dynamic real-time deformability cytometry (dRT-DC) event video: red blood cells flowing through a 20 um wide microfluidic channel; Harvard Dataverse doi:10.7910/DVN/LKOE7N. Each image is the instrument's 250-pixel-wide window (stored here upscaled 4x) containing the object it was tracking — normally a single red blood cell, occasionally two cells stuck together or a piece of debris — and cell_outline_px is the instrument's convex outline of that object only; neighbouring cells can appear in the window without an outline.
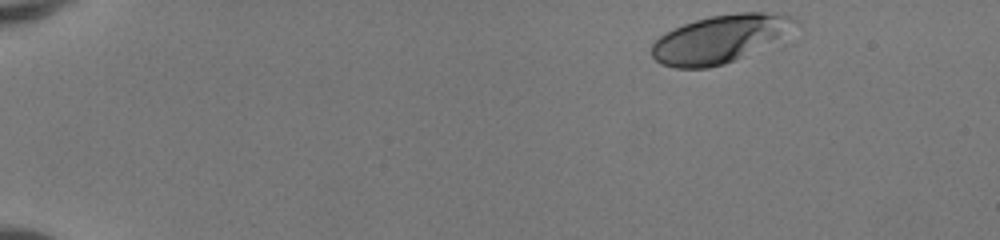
{"species": "human", "species_latin": "Homo sapiens", "temperature_condition": "room temperature", "stored_images_in_passage": 45, "camera_frame_rate_fps": 3000, "um_per_image_px": 0.085, "donor": {"sex": "female"}, "frame": {"image": 1, "passage_image": 1, "time_ms": 0.0, "image_size_px": [1000, 240], "cell_outline_px": [[800, 24], [776, 40], [724, 64], [708, 68], [676, 68], [660, 64], [652, 56], [652, 44], [660, 36], [684, 24], [696, 20], [712, 16], [736, 12], [764, 12], [796, 16]], "centroid_in_image_um": [61.2, 3.29], "position_along_channel_um": 23.8, "area_um2": 39.36}}
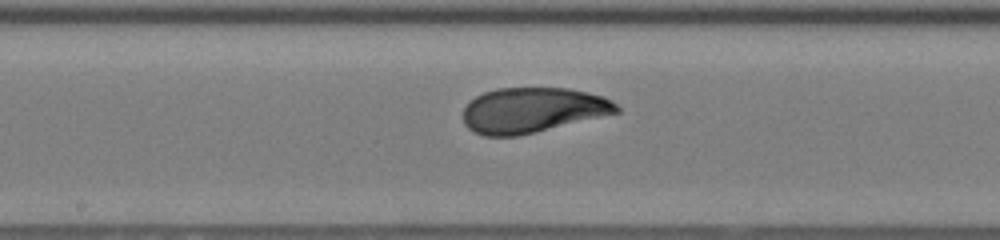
{"frame": {"image": 2, "passage_image": 23, "time_ms": 7.333, "image_size_px": [1000, 240], "cell_outline_px": [[620, 112], [520, 136], [484, 136], [472, 132], [464, 124], [464, 108], [468, 100], [484, 92], [496, 88], [568, 88], [588, 92], [612, 100], [620, 108]], "centroid_in_image_um": [45.24, 9.37], "position_along_channel_um": 203.0, "area_um2": 40.63}}
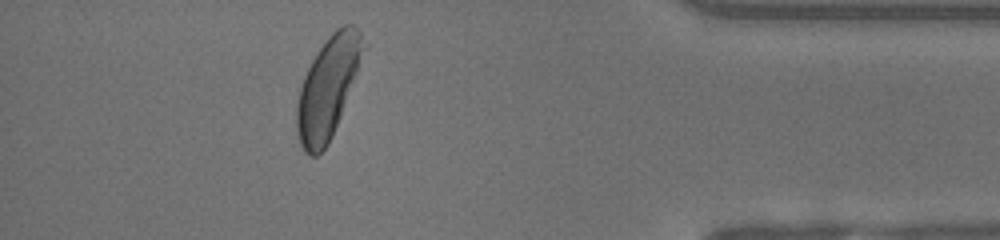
{"frame": {"image": 3, "passage_image": 40, "time_ms": 13.0, "image_size_px": [1000, 240], "cell_outline_px": [[368, 48], [332, 136], [328, 144], [316, 156], [308, 156], [304, 152], [300, 144], [296, 132], [296, 104], [300, 88], [304, 76], [316, 52], [328, 36], [336, 28], [344, 24], [352, 24], [360, 32], [368, 44]], "centroid_in_image_um": [27.9, 7.41], "position_along_channel_um": 407.3, "area_um2": 39.65}, "authors_computed_cell_mechanics": {"area_um2": 40.46, "velocity_mm_per_s": 4.1471, "shape_relaxation_time_tau1_ms": 3.3137, "shape_relaxation_time_tau2_ms": null, "deformation_change_tau1": 0.1648, "deformation_change_tau2": null}}